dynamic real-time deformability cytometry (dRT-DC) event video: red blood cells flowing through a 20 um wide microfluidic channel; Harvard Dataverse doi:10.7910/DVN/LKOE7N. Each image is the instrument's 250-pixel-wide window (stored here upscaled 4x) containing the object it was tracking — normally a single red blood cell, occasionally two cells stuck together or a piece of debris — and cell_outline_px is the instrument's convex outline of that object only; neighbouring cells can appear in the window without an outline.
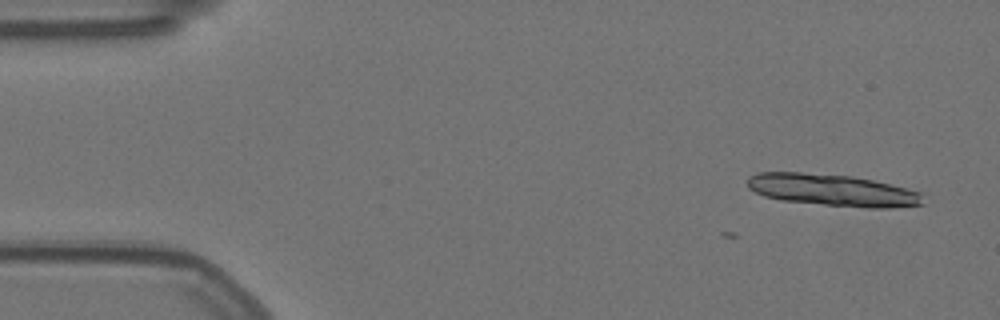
{"species": "Egyptian fruit bat (a non-hibernating species)", "species_latin": "Rousettus aegyptiacus", "temperature_condition": "warm", "stored_images_in_passage": 3, "camera_frame_rate_fps": 3000, "um_per_image_px": 0.085, "animal": {"sex": "female"}, "frame": {"image": 1, "passage_image": 3, "time_ms": 0.667, "image_size_px": [1000, 320], "cell_outline_px": [[924, 204], [888, 208], [868, 208], [780, 200], [764, 196], [748, 188], [748, 176], [756, 172], [800, 172], [852, 176], [872, 180], [920, 192]], "centroid_in_image_um": [70.71, 16.15], "position_along_channel_um": 14.3, "area_um2": 32.37}}